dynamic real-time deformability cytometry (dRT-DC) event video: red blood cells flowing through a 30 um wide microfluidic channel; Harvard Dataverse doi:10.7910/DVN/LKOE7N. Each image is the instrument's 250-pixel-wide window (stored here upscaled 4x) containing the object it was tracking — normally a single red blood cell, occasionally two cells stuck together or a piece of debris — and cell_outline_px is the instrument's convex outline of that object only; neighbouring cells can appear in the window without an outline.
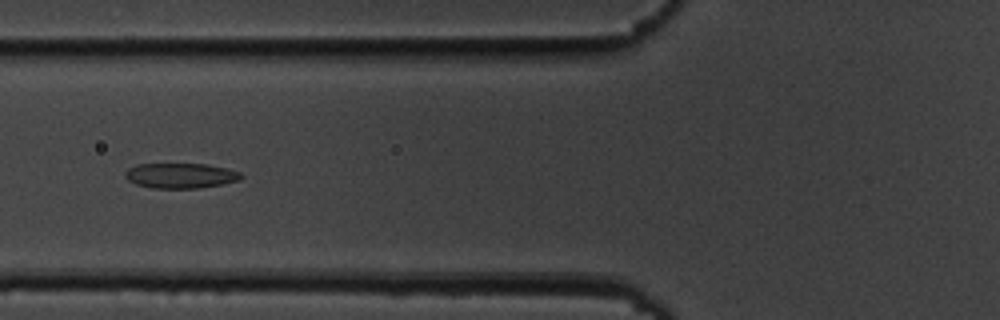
{"species": "common noctule bat (a hibernating species)", "species_latin": "Nyctalus noctula", "temperature_condition": "cold", "stored_images_in_passage": 54, "camera_frame_rate_fps": 3000, "um_per_image_px": 0.085, "animal": {"sex": "male", "body_mass_g": 19.5, "forearm_length_mm": 54.6}, "frame": {"image": 1, "passage_image": 20, "time_ms": 6.333, "image_size_px": [1000, 320], "cell_outline_px": [[244, 176], [240, 180], [220, 184], [196, 188], [152, 188], [136, 184], [128, 180], [124, 176], [124, 172], [128, 168], [136, 164], [208, 164], [240, 172]], "centroid_in_image_um": [15.31, 14.92], "position_along_channel_um": 110.5, "area_um2": 16.94}}
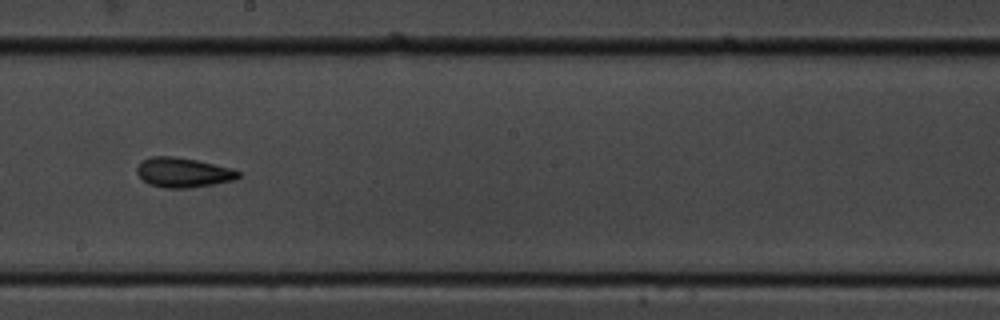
{"frame": {"image": 2, "passage_image": 30, "time_ms": 9.667, "image_size_px": [1000, 320], "cell_outline_px": [[240, 176], [236, 180], [188, 188], [164, 188], [148, 184], [136, 172], [136, 168], [144, 160], [152, 156], [172, 156], [196, 160], [232, 168], [240, 172]], "centroid_in_image_um": [15.58, 14.67], "position_along_channel_um": 232.6, "area_um2": 17.46}}
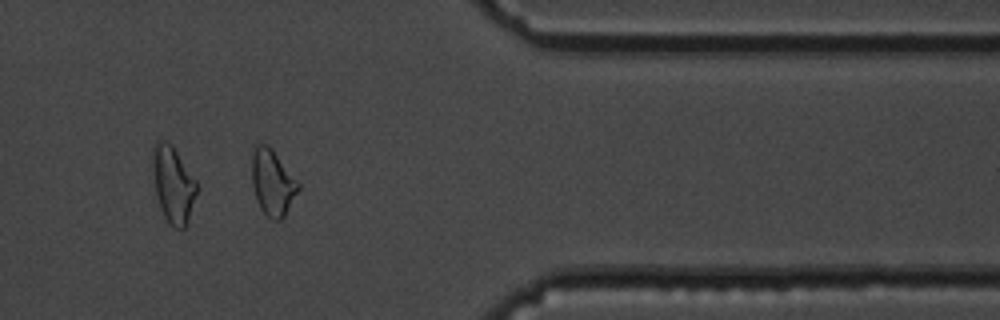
{"frame": {"image": 3, "passage_image": 44, "time_ms": 14.333, "image_size_px": [1000, 320], "cell_outline_px": [[300, 188], [284, 216], [280, 220], [272, 220], [260, 208], [256, 200], [252, 184], [252, 144], [268, 144], [272, 148], [300, 184]], "centroid_in_image_um": [23.14, 15.48], "position_along_channel_um": 388.3, "area_um2": 17.92}, "authors_computed_cell_mechanics": {"area_um2": 17.8313, "velocity_mm_per_s": 3.6604, "shape_relaxation_time_tau1_ms": 3.2634, "shape_relaxation_time_tau2_ms": 3.2165, "deformation_change_tau1": 0.1019, "deformation_change_tau2": 0.1022}}